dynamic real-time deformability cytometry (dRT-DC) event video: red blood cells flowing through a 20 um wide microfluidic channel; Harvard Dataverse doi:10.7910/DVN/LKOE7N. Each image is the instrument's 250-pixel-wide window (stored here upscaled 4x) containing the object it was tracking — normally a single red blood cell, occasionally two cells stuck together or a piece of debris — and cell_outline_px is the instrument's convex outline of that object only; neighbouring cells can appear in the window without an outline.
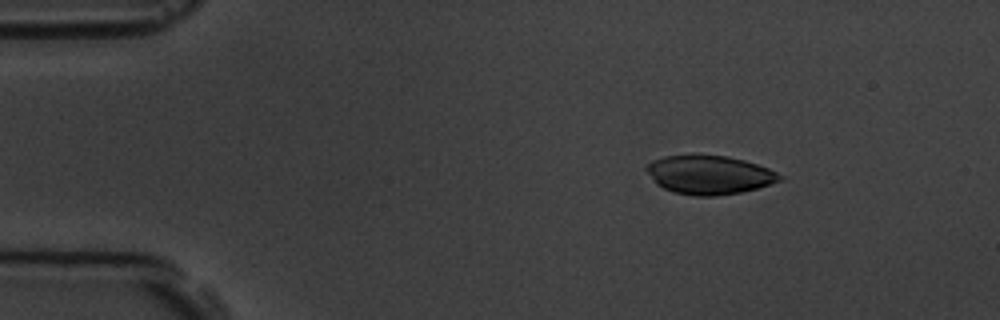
{"species": "common noctule bat (a hibernating species)", "species_latin": "Nyctalus noctula", "temperature_condition": "room temperature", "stored_images_in_passage": 5, "camera_frame_rate_fps": 3000, "um_per_image_px": 0.085, "animal": {"sex": "male", "body_mass_g": 19.5, "forearm_length_mm": 54.6}, "frame": {"image": 1, "passage_image": 2, "time_ms": 1.0, "image_size_px": [1000, 320], "cell_outline_px": [[784, 180], [756, 188], [740, 192], [716, 196], [696, 196], [676, 192], [664, 188], [656, 184], [644, 168], [652, 160], [664, 156], [728, 156], [744, 160], [768, 168], [784, 176]], "centroid_in_image_um": [60.3, 14.87], "position_along_channel_um": 24.7, "area_um2": 29.77}}
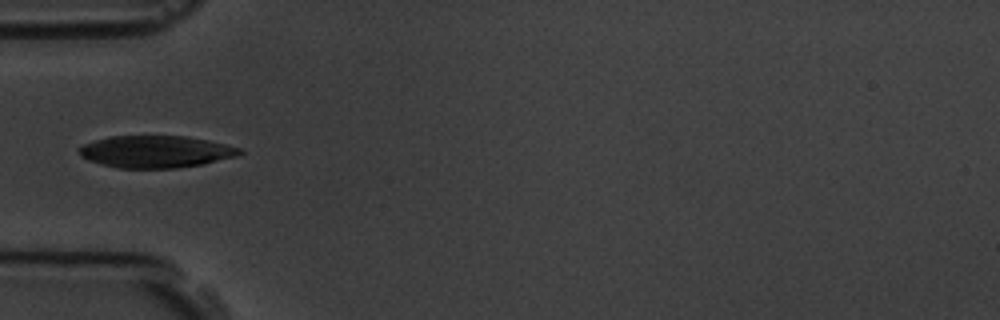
{"frame": {"image": 2, "passage_image": 5, "time_ms": 4.333, "image_size_px": [1000, 320], "cell_outline_px": [[244, 152], [236, 156], [204, 164], [176, 168], [116, 168], [100, 164], [88, 160], [80, 156], [76, 148], [84, 144], [108, 136], [184, 136], [208, 140], [240, 148]], "centroid_in_image_um": [13.2, 12.89], "position_along_channel_um": 71.8, "area_um2": 30.11}}